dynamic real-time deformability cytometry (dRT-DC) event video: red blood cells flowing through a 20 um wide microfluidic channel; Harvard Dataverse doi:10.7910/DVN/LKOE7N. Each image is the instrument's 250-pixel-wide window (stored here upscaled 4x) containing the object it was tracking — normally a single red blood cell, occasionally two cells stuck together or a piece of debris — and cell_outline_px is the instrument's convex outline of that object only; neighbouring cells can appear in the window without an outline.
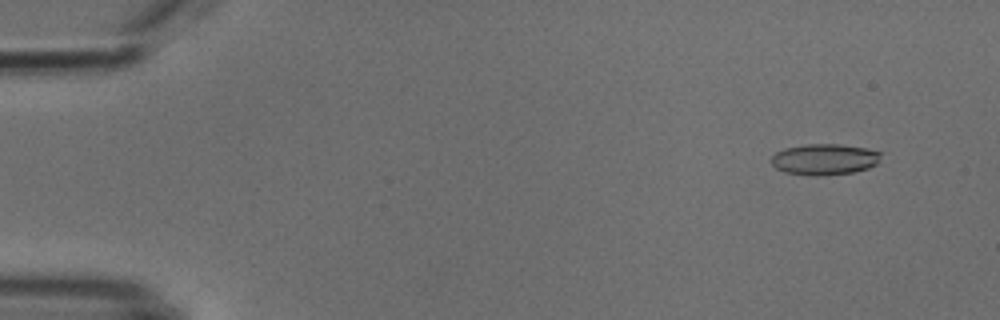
{"species": "common noctule bat (a hibernating species)", "species_latin": "Nyctalus noctula", "temperature_condition": "cold", "stored_images_in_passage": 5, "camera_frame_rate_fps": 3000, "um_per_image_px": 0.085, "animal": {"sex": "male", "body_mass_g": 18.8}, "frame": {"image": 1, "passage_image": 2, "time_ms": 1.0, "image_size_px": [1000, 320], "cell_outline_px": [[880, 156], [876, 164], [868, 168], [856, 172], [824, 176], [812, 176], [784, 172], [776, 168], [772, 164], [772, 156], [776, 152], [784, 148], [808, 144], [840, 144], [864, 148], [880, 152]], "centroid_in_image_um": [70.06, 13.56], "position_along_channel_um": 14.9, "area_um2": 19.88}}
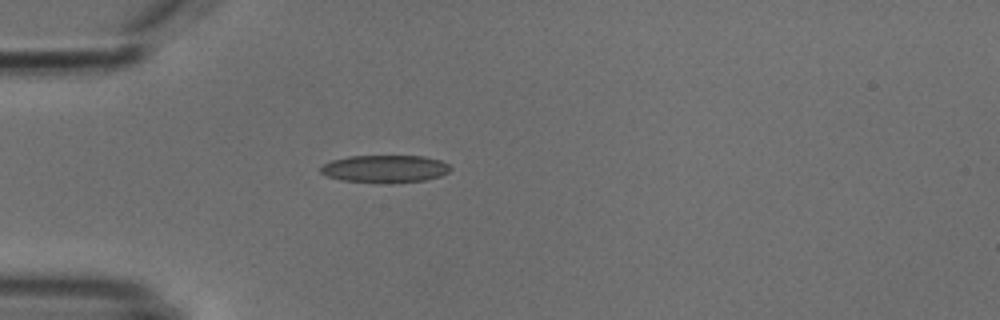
{"frame": {"image": 2, "passage_image": 5, "time_ms": 4.667, "image_size_px": [1000, 320], "cell_outline_px": [[452, 168], [448, 172], [440, 176], [424, 180], [380, 184], [340, 180], [328, 176], [320, 172], [320, 168], [324, 164], [332, 160], [348, 156], [424, 156], [440, 160], [448, 164]], "centroid_in_image_um": [32.71, 14.36], "position_along_channel_um": 52.3, "area_um2": 20.98}}